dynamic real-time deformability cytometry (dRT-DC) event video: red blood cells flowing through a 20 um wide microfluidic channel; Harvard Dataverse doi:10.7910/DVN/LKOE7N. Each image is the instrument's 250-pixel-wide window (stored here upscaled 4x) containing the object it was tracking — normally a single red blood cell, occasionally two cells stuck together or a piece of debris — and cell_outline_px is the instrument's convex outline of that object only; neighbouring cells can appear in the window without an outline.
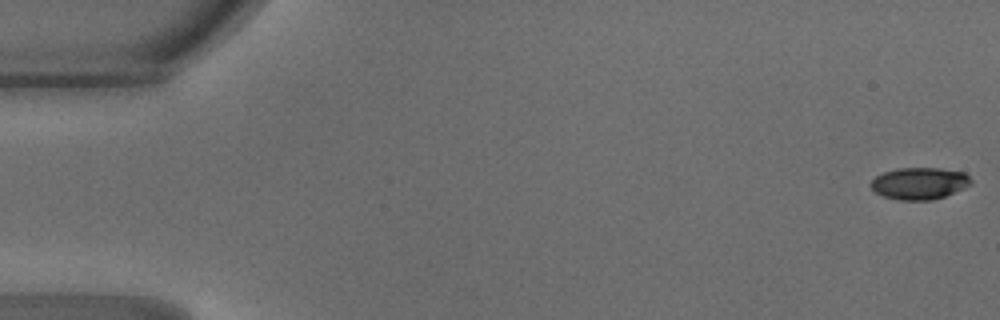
{"species": "common noctule bat (a hibernating species)", "species_latin": "Nyctalus noctula", "temperature_condition": "warm", "stored_images_in_passage": 4, "camera_frame_rate_fps": 3000, "um_per_image_px": 0.085, "animal": {"sex": "male", "body_mass_g": 18.8}, "frame": {"image": 1, "passage_image": 1, "time_ms": 0.0, "image_size_px": [1000, 320], "cell_outline_px": [[972, 184], [964, 188], [944, 196], [932, 200], [900, 200], [884, 196], [876, 192], [872, 188], [872, 180], [876, 176], [884, 172], [896, 168], [940, 168], [964, 172], [972, 180]], "centroid_in_image_um": [78.18, 15.58], "position_along_channel_um": 6.8, "area_um2": 18.5}}